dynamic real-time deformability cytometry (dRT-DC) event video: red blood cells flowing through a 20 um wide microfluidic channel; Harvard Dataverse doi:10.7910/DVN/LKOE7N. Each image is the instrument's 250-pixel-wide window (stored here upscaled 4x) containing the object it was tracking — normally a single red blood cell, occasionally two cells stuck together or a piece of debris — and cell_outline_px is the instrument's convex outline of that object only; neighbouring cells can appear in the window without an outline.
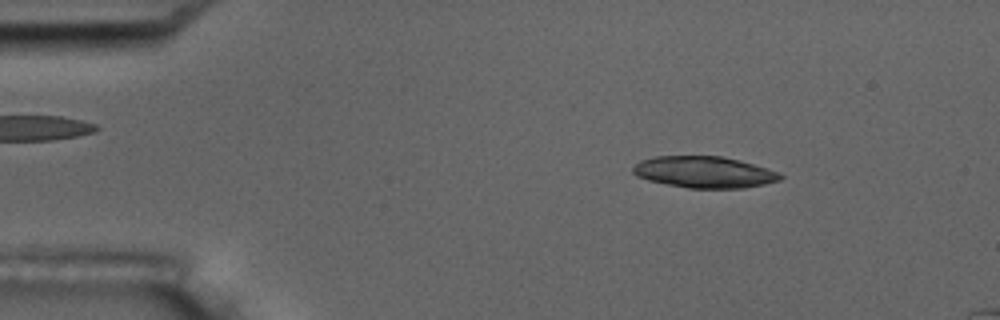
{"species": "common noctule bat (a hibernating species)", "species_latin": "Nyctalus noctula", "temperature_condition": "room temperature", "stored_images_in_passage": 4, "camera_frame_rate_fps": 3000, "um_per_image_px": 0.085, "animal": {"sex": "male", "body_mass_g": 17.5, "forearm_length_mm": 52.3}, "frame": {"image": 1, "passage_image": 2, "time_ms": 1.0, "image_size_px": [1000, 320], "cell_outline_px": [[784, 176], [780, 180], [764, 184], [744, 188], [688, 188], [648, 180], [636, 176], [632, 172], [632, 168], [640, 160], [656, 156], [720, 156], [740, 160], [768, 168], [780, 172]], "centroid_in_image_um": [59.88, 14.62], "position_along_channel_um": 25.1, "area_um2": 27.11}}